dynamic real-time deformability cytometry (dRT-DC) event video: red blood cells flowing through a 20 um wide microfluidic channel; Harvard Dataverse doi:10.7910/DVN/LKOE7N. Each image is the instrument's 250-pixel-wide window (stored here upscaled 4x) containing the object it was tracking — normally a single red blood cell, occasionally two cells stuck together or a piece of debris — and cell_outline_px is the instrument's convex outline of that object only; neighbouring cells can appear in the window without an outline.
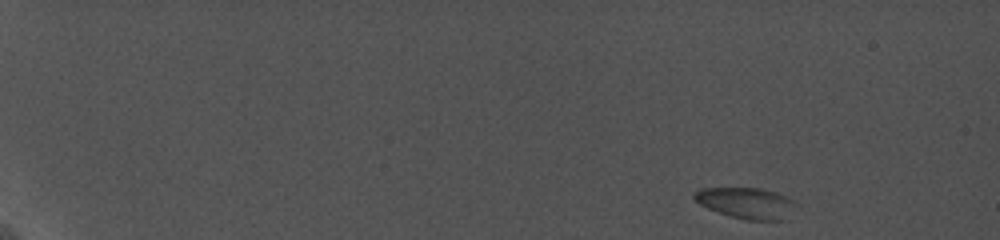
{"species": "common noctule bat (a hibernating species)", "species_latin": "Nyctalus noctula", "temperature_condition": "cold", "stored_images_in_passage": 20, "camera_frame_rate_fps": 5000, "um_per_image_px": 0.085, "animal": {"sex": "female", "body_mass_g": 19.0, "forearm_length_mm": 56.7}, "frame": {"image": 1, "passage_image": 1, "time_ms": 0.0, "image_size_px": [1000, 240], "cell_outline_px": [[800, 204], [788, 220], [744, 220], [708, 208], [700, 204], [692, 196], [692, 192], [700, 188], [760, 188], [776, 192]], "centroid_in_image_um": [63.51, 17.26], "position_along_channel_um": 21.5, "area_um2": 18.67}}
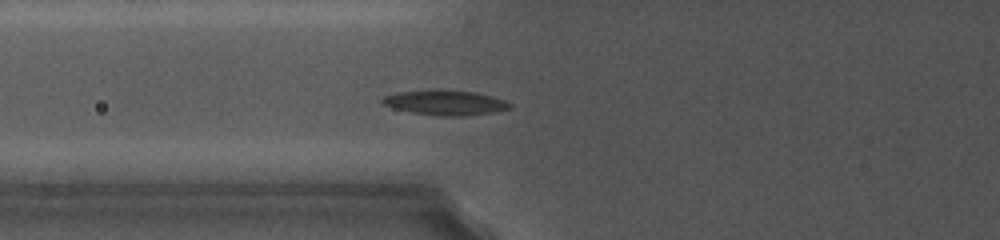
{"frame": {"image": 2, "passage_image": 11, "time_ms": 6.8, "image_size_px": [1000, 240], "cell_outline_px": [[512, 108], [496, 112], [464, 116], [440, 116], [412, 112], [396, 108], [384, 104], [380, 100], [384, 96], [400, 92], [432, 88], [440, 88], [476, 92], [492, 96], [504, 100], [512, 104]], "centroid_in_image_um": [37.89, 8.7], "position_along_channel_um": 87.9, "area_um2": 18.84}}
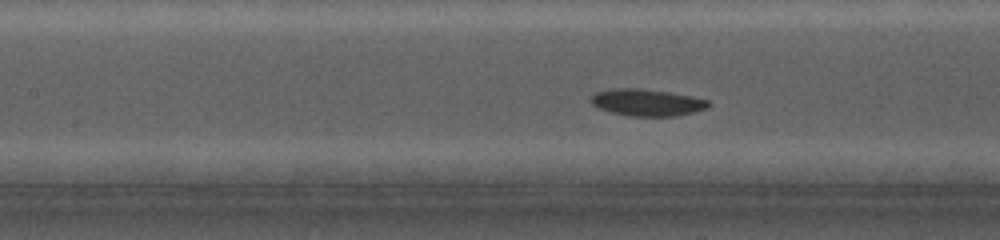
{"frame": {"image": 3, "passage_image": 16, "time_ms": 8.6, "image_size_px": [1000, 240], "cell_outline_px": [[712, 104], [708, 108], [676, 116], [628, 116], [612, 112], [600, 108], [592, 104], [588, 100], [592, 92], [612, 88], [640, 88], [668, 92], [692, 96], [708, 100]], "centroid_in_image_um": [54.95, 8.7], "position_along_channel_um": 152.4, "area_um2": 18.61}}